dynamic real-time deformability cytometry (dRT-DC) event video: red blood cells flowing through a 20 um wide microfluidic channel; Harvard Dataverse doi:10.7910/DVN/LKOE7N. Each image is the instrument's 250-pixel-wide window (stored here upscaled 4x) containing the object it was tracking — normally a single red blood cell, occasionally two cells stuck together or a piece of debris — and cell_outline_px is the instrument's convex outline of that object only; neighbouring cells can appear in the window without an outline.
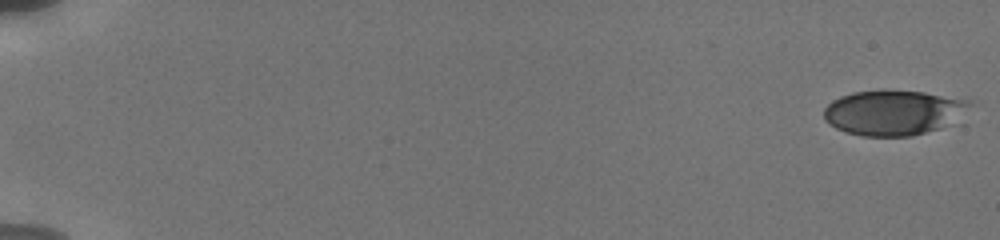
{"species": "human", "species_latin": "Homo sapiens", "temperature_condition": "cold", "stored_images_in_passage": 28, "camera_frame_rate_fps": 3000, "um_per_image_px": 0.085, "donor": {"sex": "male"}, "frame": {"image": 1, "passage_image": 1, "time_ms": 0.0, "image_size_px": [1000, 240], "cell_outline_px": [[976, 104], [948, 124], [940, 128], [912, 136], [860, 136], [844, 132], [828, 124], [824, 120], [824, 108], [832, 100], [840, 96], [852, 92], [888, 88], [924, 92], [972, 100]], "centroid_in_image_um": [75.93, 9.54], "position_along_channel_um": 9.1, "area_um2": 39.07}}
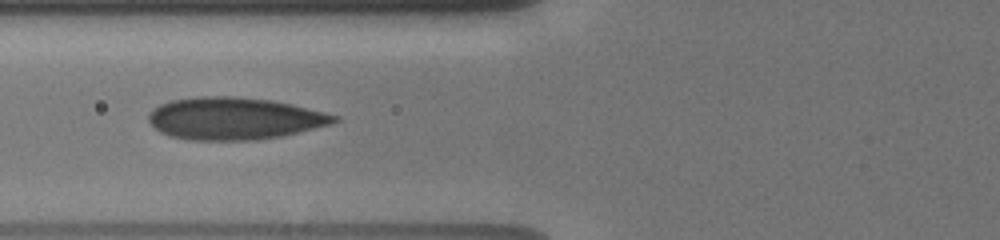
{"frame": {"image": 2, "passage_image": 21, "time_ms": 7.667, "image_size_px": [1000, 240], "cell_outline_px": [[340, 120], [332, 124], [280, 136], [252, 140], [192, 140], [172, 136], [160, 132], [148, 120], [148, 116], [152, 108], [160, 104], [172, 100], [196, 96], [236, 96], [272, 100], [292, 104], [340, 116]], "centroid_in_image_um": [19.92, 10.06], "position_along_channel_um": 105.9, "area_um2": 45.66}}
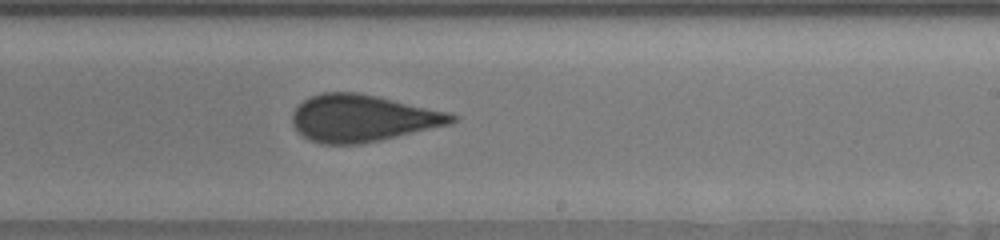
{"frame": {"image": 3, "passage_image": 28, "time_ms": 11.667, "image_size_px": [1000, 240], "cell_outline_px": [[456, 120], [452, 124], [380, 140], [360, 144], [320, 144], [308, 140], [292, 124], [292, 112], [304, 100], [312, 96], [324, 92], [356, 92], [380, 96], [448, 112], [456, 116]], "centroid_in_image_um": [30.82, 10.05], "position_along_channel_um": 258.2, "area_um2": 43.64}}